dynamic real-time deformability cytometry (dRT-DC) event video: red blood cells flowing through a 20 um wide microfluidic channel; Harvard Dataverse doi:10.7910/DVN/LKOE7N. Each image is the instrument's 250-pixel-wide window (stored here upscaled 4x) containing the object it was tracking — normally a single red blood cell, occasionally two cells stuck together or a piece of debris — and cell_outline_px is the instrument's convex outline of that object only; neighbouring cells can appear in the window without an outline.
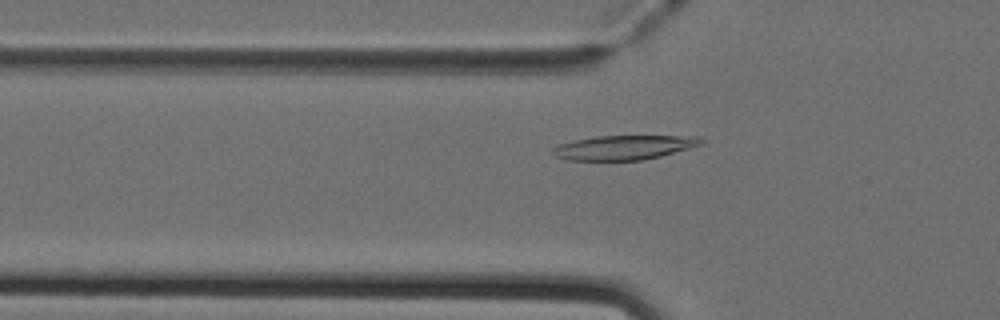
{"species": "Egyptian fruit bat (a non-hibernating species)", "species_latin": "Rousettus aegyptiacus", "temperature_condition": "cold", "stored_images_in_passage": 48, "camera_frame_rate_fps": 3000, "um_per_image_px": 0.085, "animal": {"sex": "female"}, "frame": {"image": 1, "passage_image": 17, "time_ms": 5.333, "image_size_px": [1000, 320], "cell_outline_px": [[704, 144], [660, 156], [644, 160], [568, 160], [556, 156], [552, 152], [552, 148], [556, 144], [596, 136], [700, 136], [704, 140]], "centroid_in_image_um": [53.05, 12.53], "position_along_channel_um": 72.8, "area_um2": 21.1}}
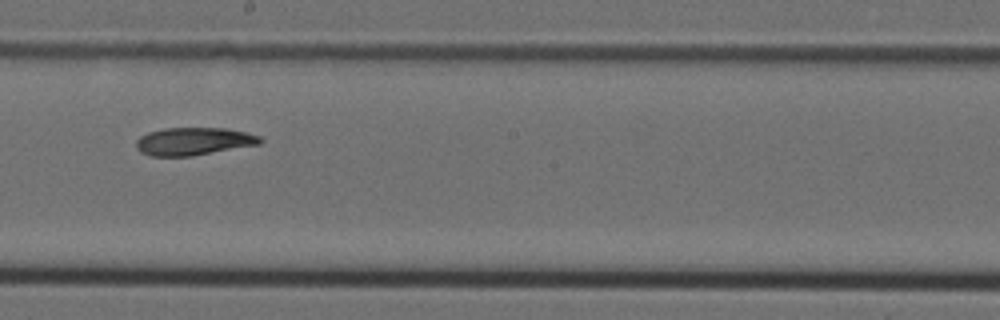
{"frame": {"image": 2, "passage_image": 29, "time_ms": 9.333, "image_size_px": [1000, 320], "cell_outline_px": [[264, 140], [260, 144], [192, 156], [152, 156], [140, 152], [136, 148], [136, 140], [140, 136], [148, 132], [164, 128], [224, 128], [244, 132], [260, 136]], "centroid_in_image_um": [16.44, 12.01], "position_along_channel_um": 231.8, "area_um2": 20.06}}
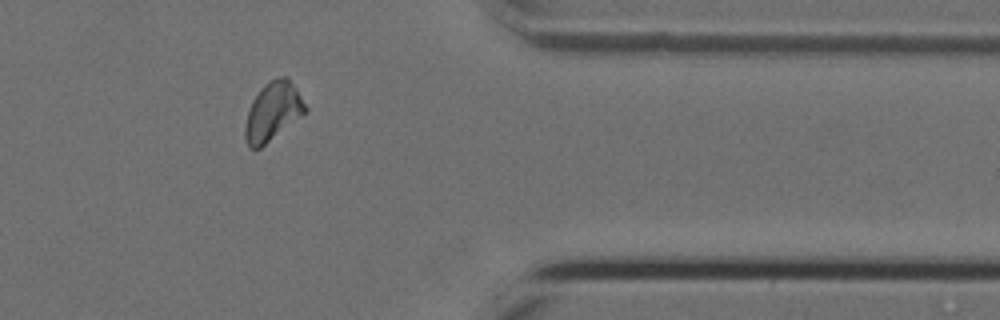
{"frame": {"image": 3, "passage_image": 42, "time_ms": 13.667, "image_size_px": [1000, 320], "cell_outline_px": [[308, 112], [260, 148], [248, 148], [244, 136], [244, 128], [248, 112], [252, 100], [264, 84], [276, 76], [288, 76], [296, 88], [308, 108]], "centroid_in_image_um": [23.21, 9.47], "position_along_channel_um": 388.2, "area_um2": 20.75}}